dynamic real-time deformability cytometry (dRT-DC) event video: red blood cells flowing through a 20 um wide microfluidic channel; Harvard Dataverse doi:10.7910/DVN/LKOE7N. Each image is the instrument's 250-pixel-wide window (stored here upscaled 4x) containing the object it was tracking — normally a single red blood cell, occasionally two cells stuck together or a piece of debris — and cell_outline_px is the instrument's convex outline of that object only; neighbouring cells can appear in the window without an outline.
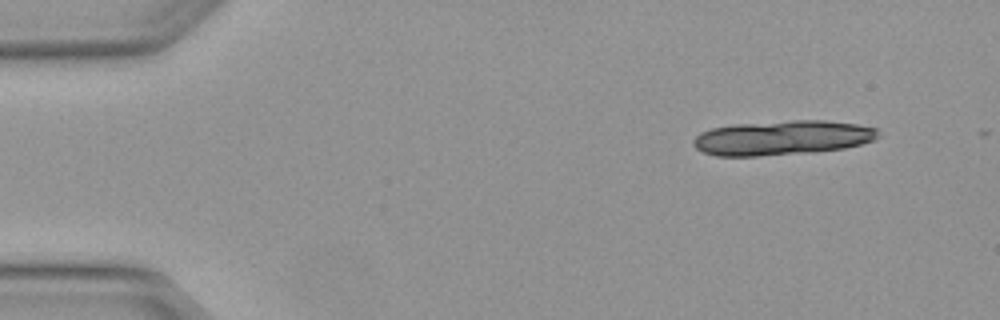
{"species": "Egyptian fruit bat (a non-hibernating species)", "species_latin": "Rousettus aegyptiacus", "temperature_condition": "warm", "stored_images_in_passage": 4, "camera_frame_rate_fps": 3000, "um_per_image_px": 0.085, "animal": {"sex": "female"}, "frame": {"image": 1, "passage_image": 1, "time_ms": 0.0, "image_size_px": [1000, 320], "cell_outline_px": [[880, 136], [876, 140], [844, 148], [812, 152], [756, 156], [716, 156], [704, 152], [696, 148], [692, 144], [692, 140], [700, 132], [712, 128], [732, 124], [792, 120], [824, 120], [856, 124], [876, 128]], "centroid_in_image_um": [66.48, 11.71], "position_along_channel_um": 18.5, "area_um2": 37.4}}